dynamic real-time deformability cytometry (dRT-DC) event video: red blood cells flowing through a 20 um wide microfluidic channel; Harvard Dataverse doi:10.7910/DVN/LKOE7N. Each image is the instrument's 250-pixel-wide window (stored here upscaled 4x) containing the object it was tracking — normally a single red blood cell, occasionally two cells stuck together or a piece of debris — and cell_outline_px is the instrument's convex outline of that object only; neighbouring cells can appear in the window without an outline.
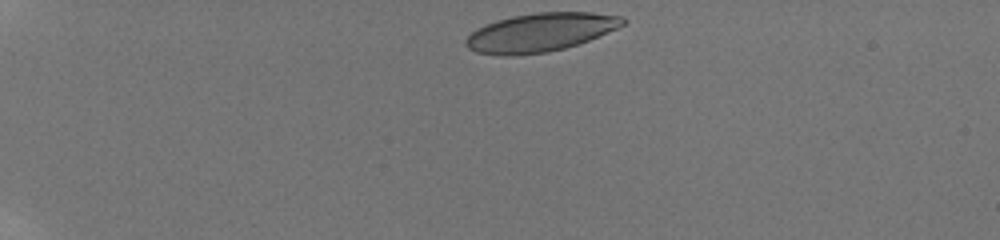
{"species": "human", "species_latin": "Homo sapiens", "temperature_condition": "room temperature", "stored_images_in_passage": 55, "camera_frame_rate_fps": 3000, "um_per_image_px": 0.085, "donor": {"sex": "male"}, "frame": {"image": 1, "passage_image": 1, "time_ms": 0.0, "image_size_px": [1000, 240], "cell_outline_px": [[628, 20], [624, 24], [616, 28], [588, 40], [564, 48], [548, 52], [512, 56], [500, 56], [476, 52], [468, 48], [464, 44], [464, 40], [476, 28], [484, 24], [496, 20], [512, 16], [536, 12], [592, 12], [620, 16]], "centroid_in_image_um": [45.87, 2.75], "position_along_channel_um": 39.1, "area_um2": 35.32}}
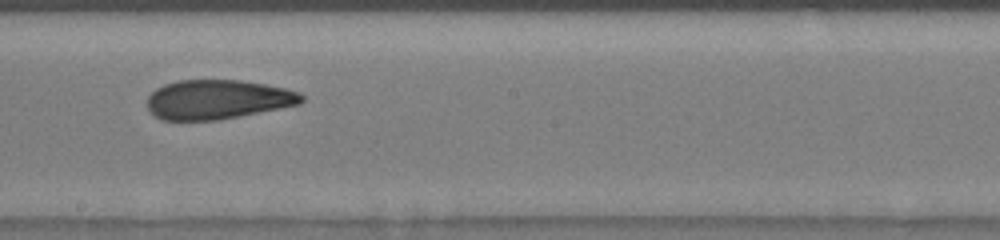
{"frame": {"image": 2, "passage_image": 27, "time_ms": 7.0, "image_size_px": [1000, 240], "cell_outline_px": [[304, 100], [300, 104], [220, 120], [160, 120], [152, 116], [148, 112], [148, 96], [156, 88], [164, 84], [176, 80], [240, 80], [288, 88], [300, 92], [304, 96]], "centroid_in_image_um": [18.48, 8.46], "position_along_channel_um": 229.7, "area_um2": 35.78}}
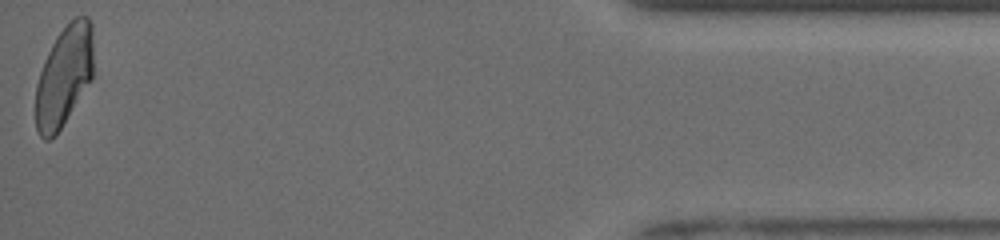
{"frame": {"image": 3, "passage_image": 54, "time_ms": 13.667, "image_size_px": [1000, 240], "cell_outline_px": [[92, 80], [56, 136], [48, 140], [44, 140], [40, 136], [36, 128], [36, 84], [44, 60], [56, 36], [76, 16], [88, 16], [92, 24]], "centroid_in_image_um": [5.44, 6.5], "position_along_channel_um": 429.8, "area_um2": 33.87}, "authors_computed_cell_mechanics": {"area_um2": 35.6048, "velocity_mm_per_s": 3.9462, "shape_relaxation_time_tau1_ms": 5.809, "shape_relaxation_time_tau2_ms": 1.8077, "deformation_change_tau1": 0.1801, "deformation_change_tau2": 0.096}}